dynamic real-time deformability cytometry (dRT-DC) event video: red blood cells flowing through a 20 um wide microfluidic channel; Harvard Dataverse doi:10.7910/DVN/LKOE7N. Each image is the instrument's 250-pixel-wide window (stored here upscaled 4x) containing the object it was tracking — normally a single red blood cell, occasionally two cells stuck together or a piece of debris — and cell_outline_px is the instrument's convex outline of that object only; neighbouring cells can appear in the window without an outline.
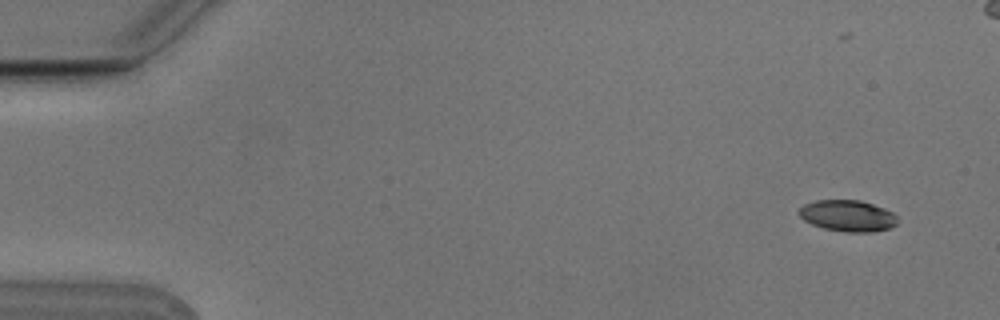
{"species": "Egyptian fruit bat (a non-hibernating species)", "species_latin": "Rousettus aegyptiacus", "temperature_condition": "cold", "stored_images_in_passage": 9, "camera_frame_rate_fps": 3000, "um_per_image_px": 0.085, "animal": {"sex": "male"}, "frame": {"image": 1, "passage_image": 1, "time_ms": 0.0, "image_size_px": [1000, 320], "cell_outline_px": [[896, 224], [888, 228], [872, 232], [844, 232], [824, 228], [812, 224], [804, 220], [796, 212], [804, 204], [816, 200], [860, 200], [884, 208], [892, 212], [896, 216]], "centroid_in_image_um": [72.02, 18.34], "position_along_channel_um": 13.0, "area_um2": 17.92}}
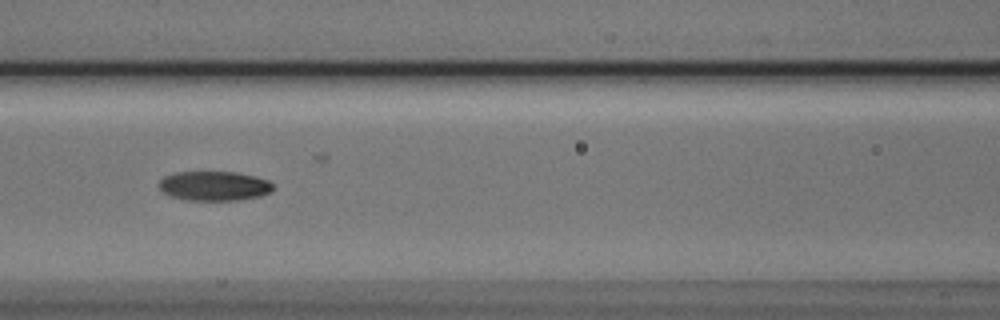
{"frame": {"image": 2, "passage_image": 7, "time_ms": 2.0, "image_size_px": [1000, 320], "cell_outline_px": [[272, 192], [260, 196], [240, 200], [184, 200], [172, 196], [164, 192], [160, 188], [160, 180], [164, 176], [176, 172], [236, 172], [256, 176], [268, 180], [272, 184]], "centroid_in_image_um": [18.23, 15.8], "position_along_channel_um": 148.4, "area_um2": 19.59}}
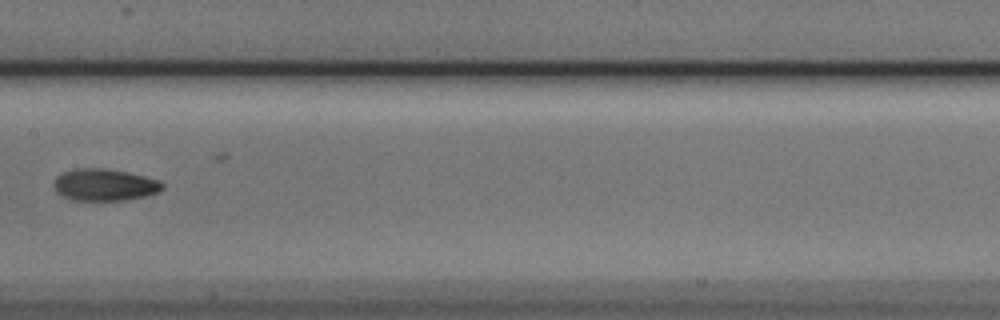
{"frame": {"image": 3, "passage_image": 8, "time_ms": 2.333, "image_size_px": [1000, 320], "cell_outline_px": [[164, 188], [156, 192], [144, 196], [124, 200], [72, 200], [56, 192], [52, 184], [56, 176], [64, 172], [76, 168], [104, 168], [144, 176], [160, 180], [164, 184]], "centroid_in_image_um": [8.85, 15.7], "position_along_channel_um": 198.5, "area_um2": 20.11}}